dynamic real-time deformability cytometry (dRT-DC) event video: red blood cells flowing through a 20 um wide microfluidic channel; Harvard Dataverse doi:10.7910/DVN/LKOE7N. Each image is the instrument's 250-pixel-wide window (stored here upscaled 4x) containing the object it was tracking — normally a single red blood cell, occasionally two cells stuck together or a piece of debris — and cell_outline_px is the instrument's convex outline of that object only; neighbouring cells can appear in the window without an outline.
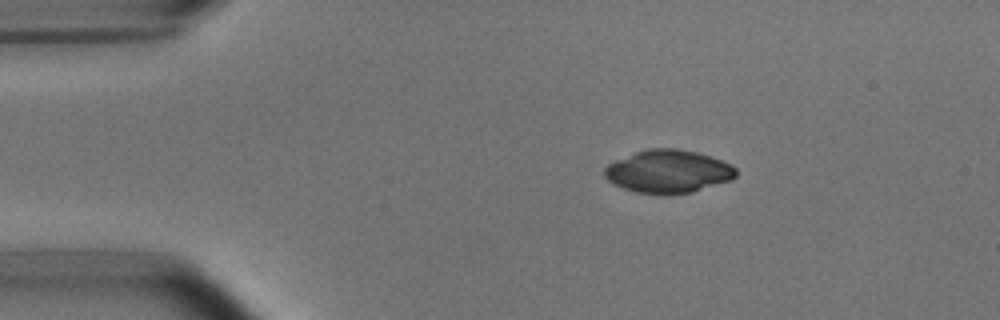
{"species": "common noctule bat (a hibernating species)", "species_latin": "Nyctalus noctula", "temperature_condition": "room temperature", "stored_images_in_passage": 44, "camera_frame_rate_fps": 3000, "um_per_image_px": 0.085, "animal": {"sex": "male", "body_mass_g": 15.6}, "frame": {"image": 1, "passage_image": 1, "time_ms": 0.0, "image_size_px": [1000, 320], "cell_outline_px": [[736, 176], [732, 180], [692, 192], [668, 196], [664, 196], [636, 192], [624, 188], [608, 180], [604, 176], [604, 168], [608, 164], [616, 160], [636, 152], [648, 148], [676, 148], [696, 152], [732, 164], [736, 168]], "centroid_in_image_um": [56.81, 14.59], "position_along_channel_um": 28.2, "area_um2": 33.12}}
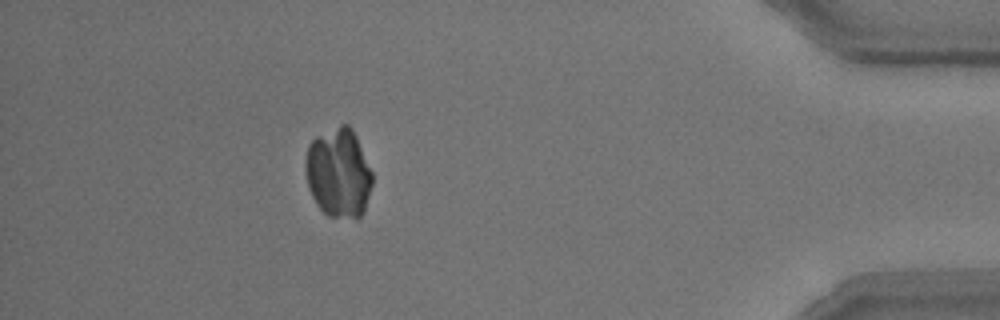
{"frame": {"image": 2, "passage_image": 39, "time_ms": 12.667, "image_size_px": [1000, 320], "cell_outline_px": [[372, 184], [364, 212], [360, 216], [328, 216], [316, 204], [308, 188], [304, 168], [304, 160], [308, 144], [316, 136], [340, 124], [348, 124], [352, 128], [356, 136], [372, 172]], "centroid_in_image_um": [28.75, 14.66], "position_along_channel_um": 406.5, "area_um2": 34.8}}